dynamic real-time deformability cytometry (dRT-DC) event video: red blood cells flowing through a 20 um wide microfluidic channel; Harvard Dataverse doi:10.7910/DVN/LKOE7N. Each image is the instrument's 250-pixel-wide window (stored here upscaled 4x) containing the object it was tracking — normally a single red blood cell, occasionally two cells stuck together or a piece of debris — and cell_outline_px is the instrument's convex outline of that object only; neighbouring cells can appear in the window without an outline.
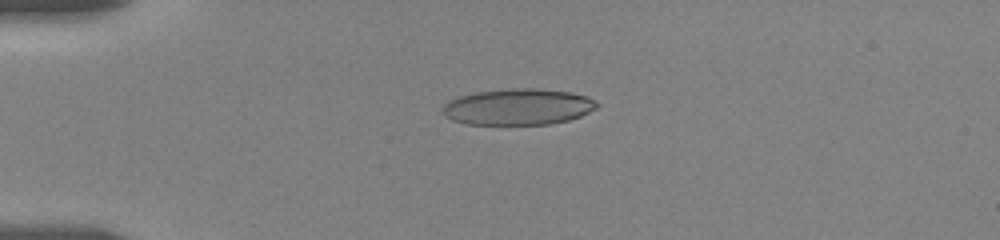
{"species": "human", "species_latin": "Homo sapiens", "temperature_condition": "room temperature", "stored_images_in_passage": 14, "camera_frame_rate_fps": 3000, "um_per_image_px": 0.085, "donor": {"sex": "female"}, "frame": {"image": 1, "passage_image": 8, "time_ms": 4.333, "image_size_px": [1000, 240], "cell_outline_px": [[600, 104], [596, 108], [580, 116], [568, 120], [552, 124], [468, 124], [452, 120], [444, 116], [444, 104], [448, 100], [460, 96], [476, 92], [512, 88], [536, 88], [572, 92], [588, 96]], "centroid_in_image_um": [44.06, 9.07], "position_along_channel_um": 40.9, "area_um2": 32.6}}
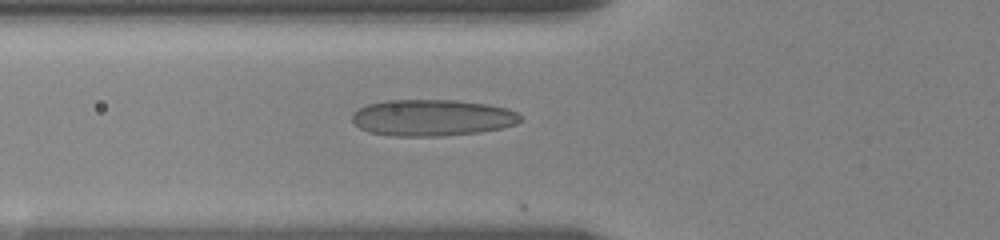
{"frame": {"image": 2, "passage_image": 12, "time_ms": 6.667, "image_size_px": [1000, 240], "cell_outline_px": [[520, 120], [516, 124], [500, 128], [480, 132], [440, 136], [392, 136], [368, 132], [360, 128], [352, 120], [352, 112], [368, 104], [388, 100], [456, 100], [488, 104], [508, 108], [516, 112], [520, 116]], "centroid_in_image_um": [36.72, 10.0], "position_along_channel_um": 89.1, "area_um2": 35.78}}
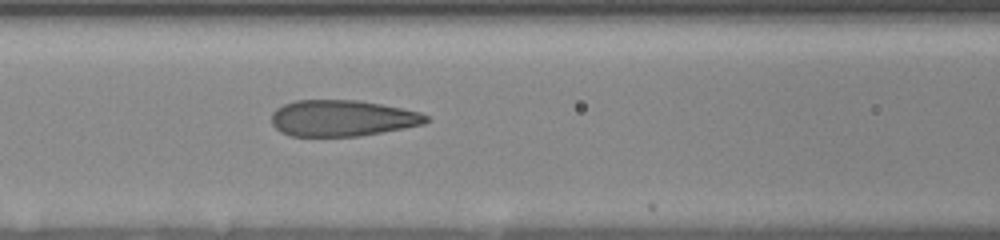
{"frame": {"image": 3, "passage_image": 14, "time_ms": 8.0, "image_size_px": [1000, 240], "cell_outline_px": [[432, 120], [424, 124], [404, 128], [360, 136], [288, 136], [280, 132], [272, 124], [272, 112], [276, 108], [284, 104], [296, 100], [360, 100], [420, 112], [428, 116]], "centroid_in_image_um": [29.09, 10.05], "position_along_channel_um": 137.5, "area_um2": 32.77}}